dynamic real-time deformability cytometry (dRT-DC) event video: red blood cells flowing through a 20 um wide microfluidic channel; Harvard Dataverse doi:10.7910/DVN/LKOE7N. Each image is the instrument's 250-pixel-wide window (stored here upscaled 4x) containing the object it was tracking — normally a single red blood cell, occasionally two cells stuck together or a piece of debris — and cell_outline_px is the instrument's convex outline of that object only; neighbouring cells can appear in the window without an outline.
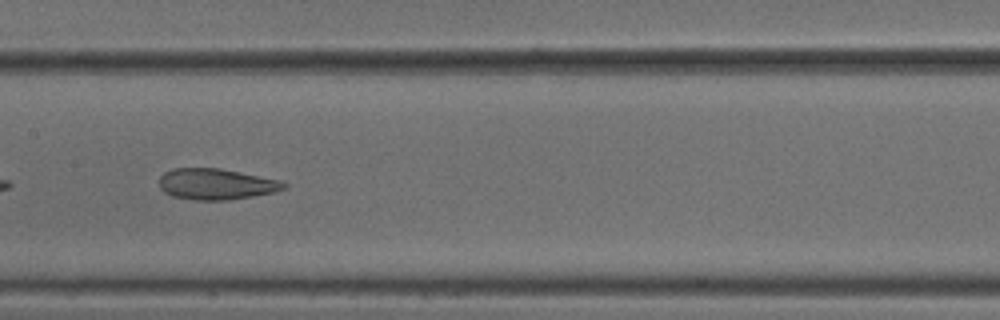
{"species": "common noctule bat (a hibernating species)", "species_latin": "Nyctalus noctula", "temperature_condition": "cold", "stored_images_in_passage": 40, "camera_frame_rate_fps": 3000, "um_per_image_px": 0.085, "animal": {"sex": "male", "body_mass_g": 18.8}, "frame": {"image": 1, "passage_image": 18, "time_ms": 5.667, "image_size_px": [1000, 320], "cell_outline_px": [[288, 188], [272, 192], [252, 196], [228, 200], [192, 200], [172, 196], [164, 192], [160, 188], [160, 176], [164, 172], [172, 168], [220, 168], [280, 180], [288, 184]], "centroid_in_image_um": [18.36, 15.65], "position_along_channel_um": 189.0, "area_um2": 22.6}, "authors_computed_cell_mechanics": {"area_um2": 23.6113, "velocity_mm_per_s": 3.7927, "shape_relaxation_time_tau1_ms": null, "shape_relaxation_time_tau2_ms": 2.5203, "deformation_change_tau1": null, "deformation_change_tau2": 0.1085}}